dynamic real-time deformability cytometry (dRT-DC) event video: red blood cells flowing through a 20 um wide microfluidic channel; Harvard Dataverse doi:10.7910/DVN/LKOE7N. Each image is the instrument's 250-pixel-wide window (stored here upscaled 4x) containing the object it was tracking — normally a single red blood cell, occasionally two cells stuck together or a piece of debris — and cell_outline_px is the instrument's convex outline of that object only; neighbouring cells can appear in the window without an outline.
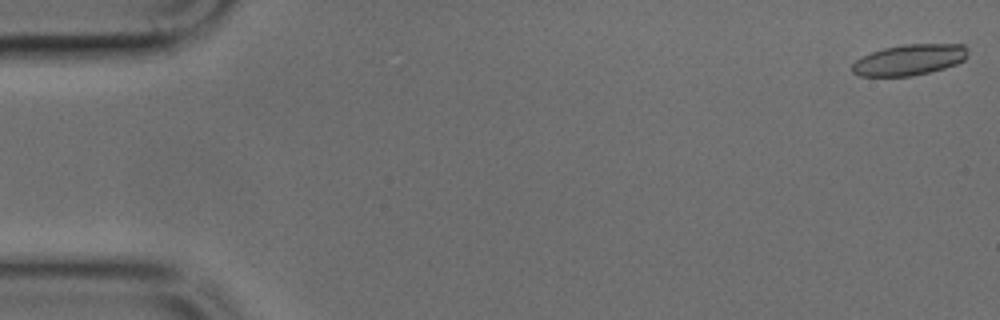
{"species": "common noctule bat (a hibernating species)", "species_latin": "Nyctalus noctula", "temperature_condition": "cold", "stored_images_in_passage": 49, "camera_frame_rate_fps": 3000, "um_per_image_px": 0.085, "animal": {"sex": "male", "body_mass_g": 17.9, "forearm_length_mm": 54.2}, "frame": {"image": 1, "passage_image": 1, "time_ms": 0.0, "image_size_px": [1000, 320], "cell_outline_px": [[968, 56], [964, 60], [956, 64], [944, 68], [912, 76], [860, 76], [852, 72], [852, 64], [860, 56], [884, 48], [904, 44], [964, 44], [968, 48]], "centroid_in_image_um": [77.3, 5.08], "position_along_channel_um": 7.7, "area_um2": 20.92}}
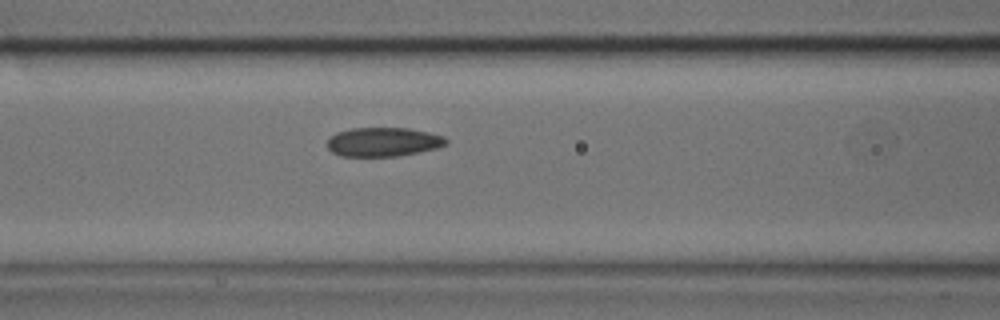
{"frame": {"image": 2, "passage_image": 20, "time_ms": 6.333, "image_size_px": [1000, 320], "cell_outline_px": [[448, 144], [436, 148], [400, 156], [340, 156], [332, 152], [328, 148], [328, 140], [336, 132], [352, 128], [408, 128], [428, 132], [444, 136], [448, 140]], "centroid_in_image_um": [32.59, 12.06], "position_along_channel_um": 134.0, "area_um2": 20.11}}
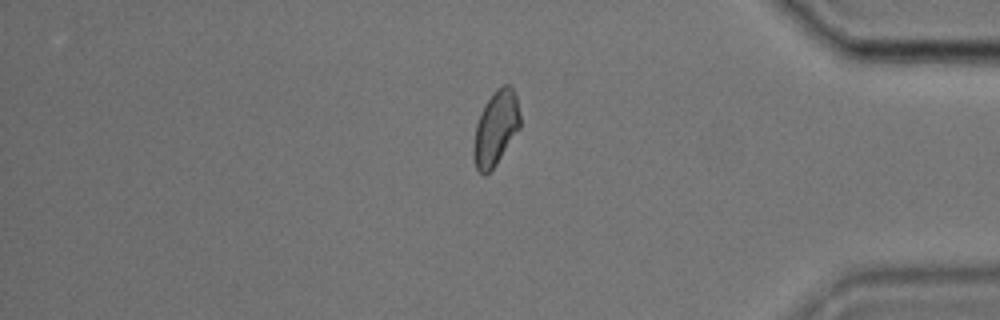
{"frame": {"image": 3, "passage_image": 41, "time_ms": 13.333, "image_size_px": [1000, 320], "cell_outline_px": [[520, 128], [496, 164], [484, 176], [476, 168], [472, 156], [472, 148], [476, 124], [480, 112], [492, 92], [496, 88], [504, 84], [512, 84], [516, 96], [520, 116]], "centroid_in_image_um": [42.12, 10.87], "position_along_channel_um": 393.1, "area_um2": 20.4}}